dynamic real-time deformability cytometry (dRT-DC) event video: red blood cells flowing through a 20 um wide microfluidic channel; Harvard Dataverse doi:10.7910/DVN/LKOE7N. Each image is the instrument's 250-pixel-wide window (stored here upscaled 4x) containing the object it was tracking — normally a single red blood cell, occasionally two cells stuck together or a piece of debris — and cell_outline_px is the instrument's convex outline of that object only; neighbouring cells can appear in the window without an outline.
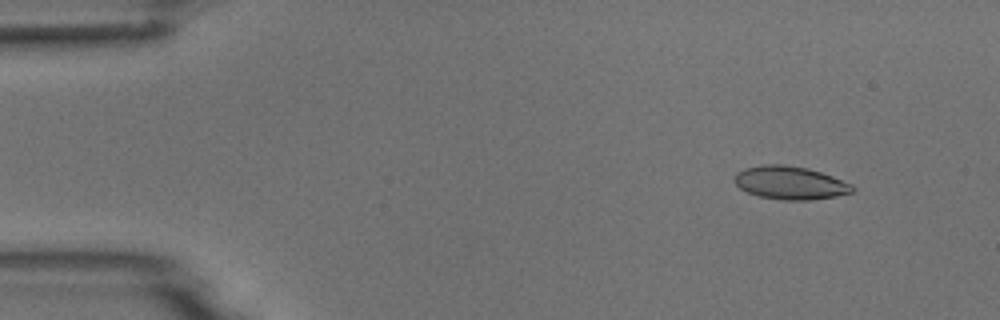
{"species": "common noctule bat (a hibernating species)", "species_latin": "Nyctalus noctula", "temperature_condition": "room temperature", "stored_images_in_passage": 5, "camera_frame_rate_fps": 3000, "um_per_image_px": 0.085, "animal": {"sex": "male", "body_mass_g": 18.8}, "frame": {"image": 1, "passage_image": 2, "time_ms": 1.333, "image_size_px": [1000, 320], "cell_outline_px": [[856, 188], [852, 192], [836, 196], [812, 200], [784, 200], [760, 196], [748, 192], [740, 188], [736, 184], [736, 172], [744, 168], [764, 164], [780, 164], [808, 168], [832, 176], [852, 184]], "centroid_in_image_um": [67.19, 15.54], "position_along_channel_um": 17.8, "area_um2": 22.66}}
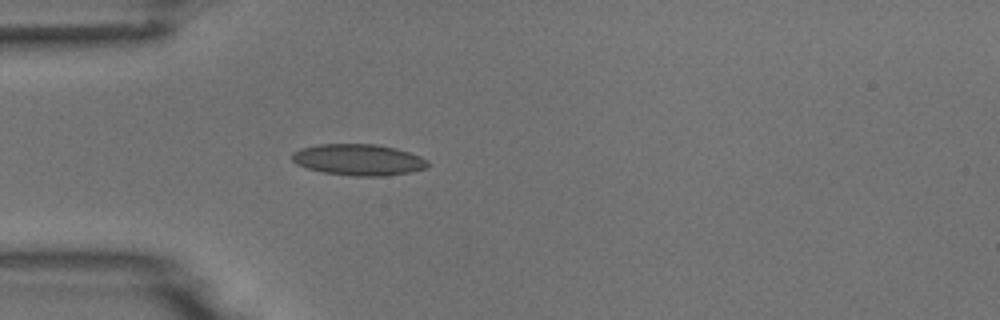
{"frame": {"image": 2, "passage_image": 5, "time_ms": 4.667, "image_size_px": [1000, 320], "cell_outline_px": [[428, 168], [412, 172], [384, 176], [352, 176], [324, 172], [308, 168], [296, 164], [292, 160], [292, 152], [300, 148], [320, 144], [376, 144], [396, 148], [420, 156], [428, 160]], "centroid_in_image_um": [30.49, 13.58], "position_along_channel_um": 54.5, "area_um2": 24.85}}